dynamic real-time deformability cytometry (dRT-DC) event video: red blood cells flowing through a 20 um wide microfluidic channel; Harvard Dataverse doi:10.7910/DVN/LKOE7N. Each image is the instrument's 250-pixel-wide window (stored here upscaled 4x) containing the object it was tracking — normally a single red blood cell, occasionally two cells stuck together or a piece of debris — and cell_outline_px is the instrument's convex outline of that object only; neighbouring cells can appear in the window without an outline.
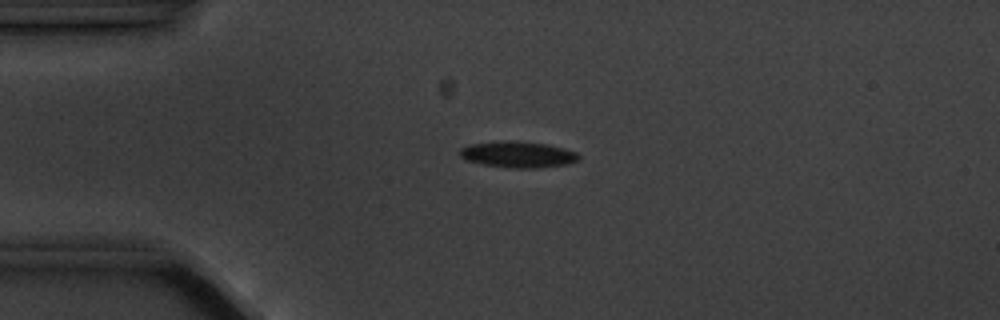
{"species": "common noctule bat (a hibernating species)", "species_latin": "Nyctalus noctula", "temperature_condition": "cold", "stored_images_in_passage": 3, "camera_frame_rate_fps": 3000, "um_per_image_px": 0.085, "animal": {"sex": "male", "body_mass_g": 20.1, "forearm_length_mm": 53.5}, "frame": {"image": 1, "passage_image": 3, "time_ms": 2.333, "image_size_px": [1000, 320], "cell_outline_px": [[580, 160], [568, 164], [536, 168], [512, 168], [484, 164], [464, 160], [460, 156], [460, 148], [468, 144], [504, 140], [508, 140], [548, 144], [564, 148], [576, 152], [580, 156]], "centroid_in_image_um": [44.02, 13.12], "position_along_channel_um": 41.0, "area_um2": 18.32}}